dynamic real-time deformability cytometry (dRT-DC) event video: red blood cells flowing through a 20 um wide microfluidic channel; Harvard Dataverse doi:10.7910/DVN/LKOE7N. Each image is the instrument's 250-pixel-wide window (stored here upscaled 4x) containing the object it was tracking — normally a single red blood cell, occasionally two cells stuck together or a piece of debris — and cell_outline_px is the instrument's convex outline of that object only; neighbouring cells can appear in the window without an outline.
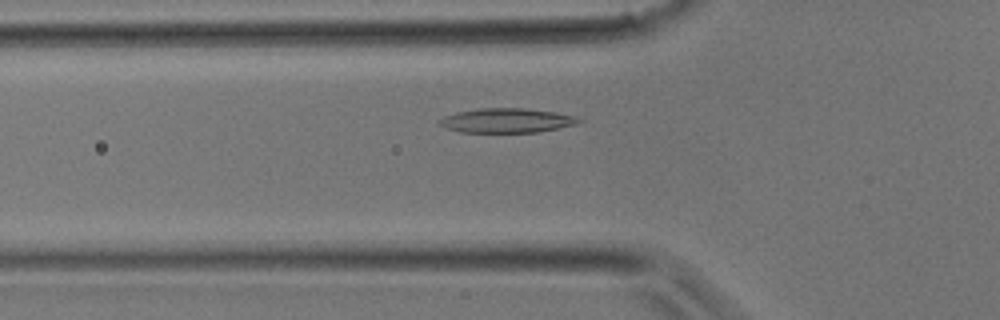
{"species": "common noctule bat (a hibernating species)", "species_latin": "Nyctalus noctula", "temperature_condition": "room temperature", "stored_images_in_passage": 31, "camera_frame_rate_fps": 3000, "um_per_image_px": 0.085, "animal": {"sex": "male", "body_mass_g": 17.9}, "frame": {"image": 1, "passage_image": 8, "time_ms": 2.333, "image_size_px": [1000, 320], "cell_outline_px": [[584, 120], [576, 124], [540, 132], [460, 132], [444, 128], [440, 124], [440, 120], [444, 116], [456, 112], [480, 108], [524, 108], [552, 112], [576, 116]], "centroid_in_image_um": [43.07, 10.24], "position_along_channel_um": 82.7, "area_um2": 19.77}}
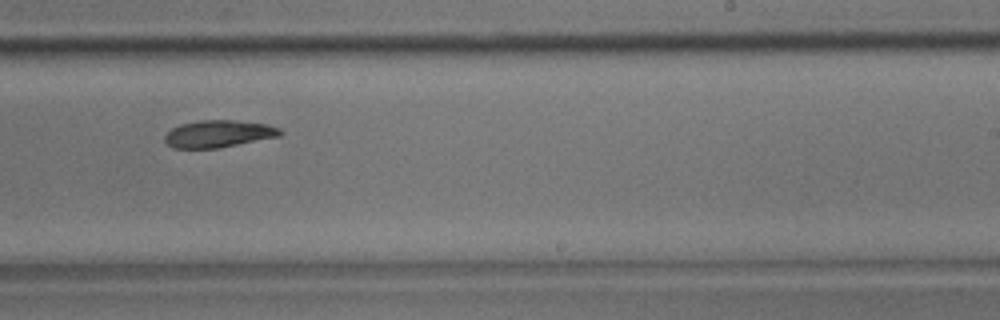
{"frame": {"image": 2, "passage_image": 18, "time_ms": 5.667, "image_size_px": [1000, 320], "cell_outline_px": [[284, 132], [280, 136], [216, 148], [172, 148], [164, 140], [164, 136], [172, 128], [180, 124], [200, 120], [232, 120], [268, 124], [280, 128]], "centroid_in_image_um": [18.58, 11.36], "position_along_channel_um": 270.4, "area_um2": 18.21}}
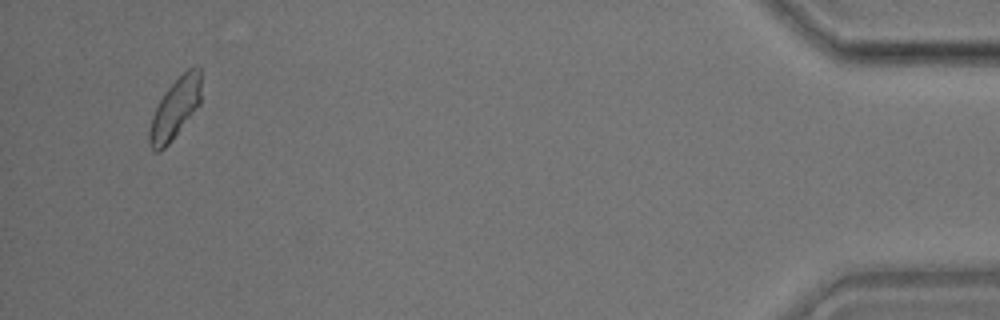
{"frame": {"image": 3, "passage_image": 30, "time_ms": 9.667, "image_size_px": [1000, 320], "cell_outline_px": [[200, 104], [172, 140], [160, 152], [156, 152], [148, 144], [148, 128], [152, 116], [164, 92], [188, 68], [196, 64], [200, 68]], "centroid_in_image_um": [14.87, 9.24], "position_along_channel_um": 420.3, "area_um2": 18.15}}